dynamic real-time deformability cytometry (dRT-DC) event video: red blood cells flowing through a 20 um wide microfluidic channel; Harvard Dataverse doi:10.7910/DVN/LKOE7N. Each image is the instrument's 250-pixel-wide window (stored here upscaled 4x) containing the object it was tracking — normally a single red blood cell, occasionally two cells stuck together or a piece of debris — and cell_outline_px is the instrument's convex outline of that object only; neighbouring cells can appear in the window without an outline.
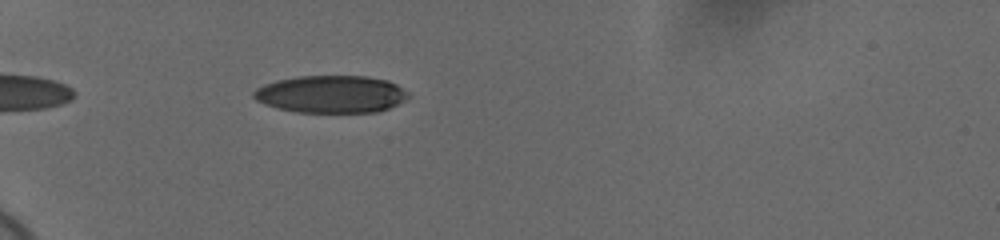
{"species": "human", "species_latin": "Homo sapiens", "temperature_condition": "cold", "stored_images_in_passage": 42, "camera_frame_rate_fps": 3000, "um_per_image_px": 0.085, "donor": {"sex": "female"}, "frame": {"image": 1, "passage_image": 4, "time_ms": 1.0, "image_size_px": [1000, 240], "cell_outline_px": [[412, 96], [388, 108], [376, 112], [296, 112], [276, 108], [264, 104], [256, 100], [252, 96], [252, 92], [256, 88], [264, 84], [276, 80], [300, 76], [368, 76], [388, 80], [396, 84], [408, 92]], "centroid_in_image_um": [28.13, 8.0], "position_along_channel_um": 56.9, "area_um2": 33.87}}
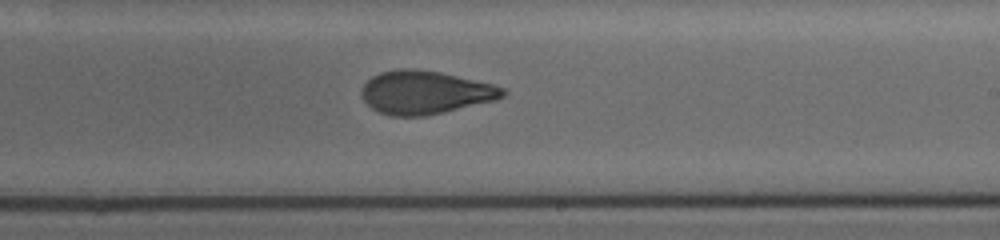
{"frame": {"image": 2, "passage_image": 22, "time_ms": 7.0, "image_size_px": [1000, 240], "cell_outline_px": [[508, 92], [504, 96], [496, 100], [444, 112], [424, 116], [392, 116], [380, 112], [372, 108], [364, 100], [360, 92], [364, 84], [372, 76], [380, 72], [396, 68], [412, 68], [440, 72], [492, 84], [504, 88]], "centroid_in_image_um": [36.13, 7.85], "position_along_channel_um": 252.9, "area_um2": 35.6}}
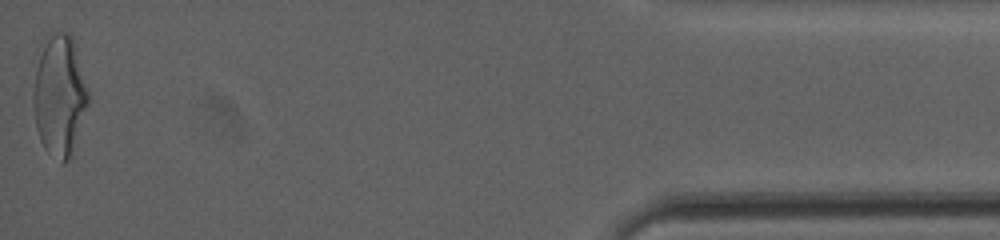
{"frame": {"image": 3, "passage_image": 42, "time_ms": 13.667, "image_size_px": [1000, 240], "cell_outline_px": [[88, 104], [72, 156], [64, 164], [60, 164], [44, 148], [40, 140], [36, 128], [32, 100], [32, 92], [36, 72], [44, 36], [48, 32], [68, 32], [72, 36], [88, 92]], "centroid_in_image_um": [5.04, 8.15], "position_along_channel_um": 430.2, "area_um2": 38.9}, "authors_computed_cell_mechanics": {"area_um2": 35.8071, "velocity_mm_per_s": 3.686, "shape_relaxation_time_tau1_ms": 4.8083, "shape_relaxation_time_tau2_ms": 1.8691, "deformation_change_tau1": 0.1762, "deformation_change_tau2": 0.0803}}